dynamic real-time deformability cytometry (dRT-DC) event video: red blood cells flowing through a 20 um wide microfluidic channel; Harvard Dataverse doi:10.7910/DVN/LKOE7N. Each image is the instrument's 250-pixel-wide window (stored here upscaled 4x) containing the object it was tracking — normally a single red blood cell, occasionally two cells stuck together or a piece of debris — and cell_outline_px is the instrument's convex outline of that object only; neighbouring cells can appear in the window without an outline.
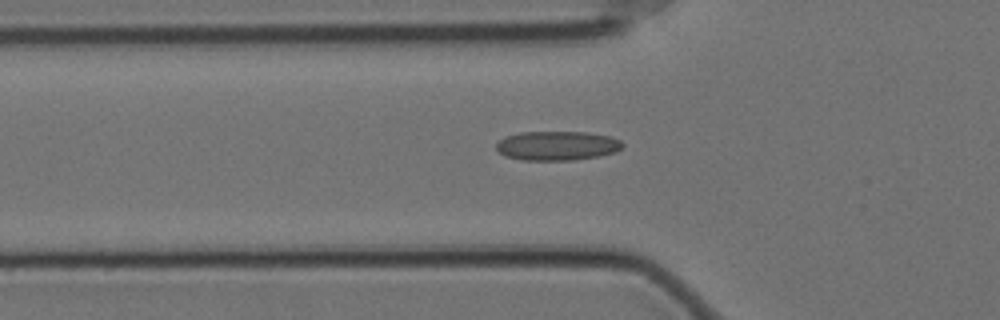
{"species": "Egyptian fruit bat (a non-hibernating species)", "species_latin": "Rousettus aegyptiacus", "temperature_condition": "cold", "stored_images_in_passage": 38, "camera_frame_rate_fps": 3000, "um_per_image_px": 0.085, "animal": {"sex": "female"}, "frame": {"image": 1, "passage_image": 7, "time_ms": 2.0, "image_size_px": [1000, 320], "cell_outline_px": [[624, 144], [616, 152], [600, 156], [572, 160], [524, 160], [504, 156], [496, 148], [496, 144], [504, 136], [520, 132], [584, 132], [608, 136], [620, 140]], "centroid_in_image_um": [47.34, 12.39], "position_along_channel_um": 78.5, "area_um2": 21.5}}
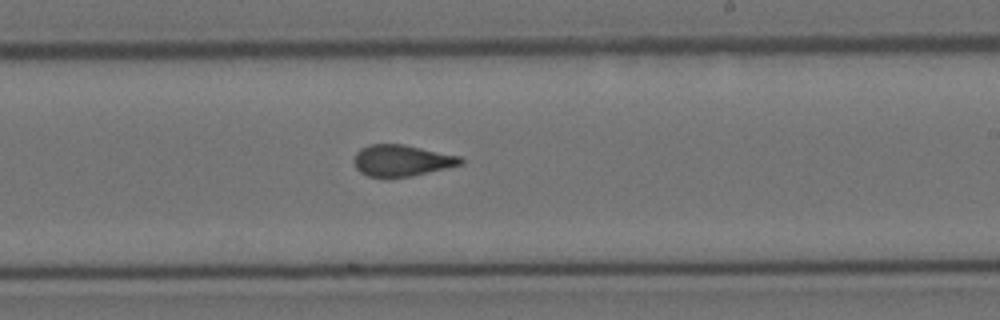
{"frame": {"image": 2, "passage_image": 22, "time_ms": 7.0, "image_size_px": [1000, 320], "cell_outline_px": [[464, 164], [412, 176], [368, 176], [360, 172], [356, 168], [352, 160], [356, 152], [360, 148], [368, 144], [404, 144], [460, 156], [464, 160]], "centroid_in_image_um": [34.14, 13.62], "position_along_channel_um": 254.9, "area_um2": 19.54}}
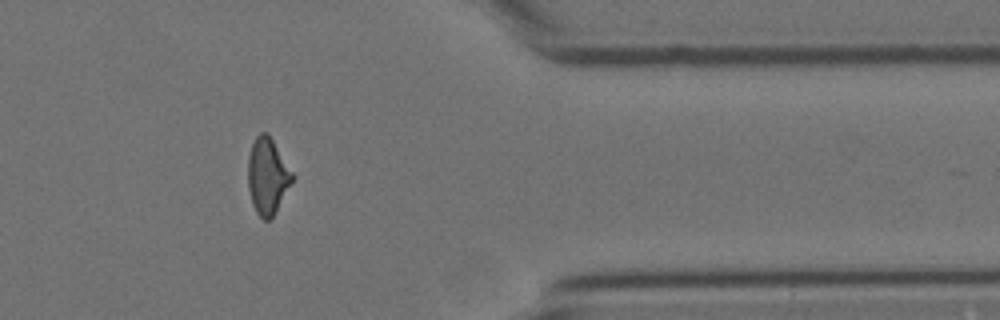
{"frame": {"image": 3, "passage_image": 35, "time_ms": 11.333, "image_size_px": [1000, 320], "cell_outline_px": [[296, 176], [272, 216], [268, 220], [264, 220], [256, 212], [252, 204], [248, 188], [248, 156], [252, 144], [256, 136], [260, 132], [268, 132]], "centroid_in_image_um": [22.74, 14.92], "position_along_channel_um": 388.7, "area_um2": 19.77}, "authors_computed_cell_mechanics": {"area_um2": 20.1433, "velocity_mm_per_s": 3.5081, "shape_relaxation_time_tau1_ms": null, "shape_relaxation_time_tau2_ms": 1.5368, "deformation_change_tau1": null, "deformation_change_tau2": 0.0801}}